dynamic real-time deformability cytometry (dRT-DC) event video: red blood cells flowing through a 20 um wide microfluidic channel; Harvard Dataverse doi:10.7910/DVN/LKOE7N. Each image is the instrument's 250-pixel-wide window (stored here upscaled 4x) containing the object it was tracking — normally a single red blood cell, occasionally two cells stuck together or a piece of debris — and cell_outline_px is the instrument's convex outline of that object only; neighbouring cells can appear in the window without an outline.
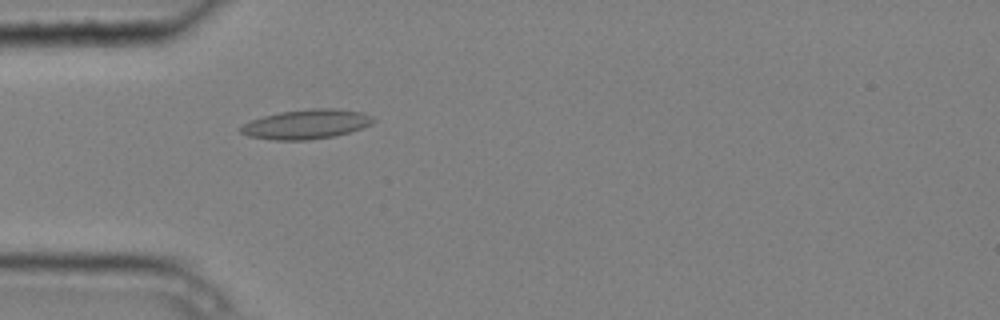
{"species": "common noctule bat (a hibernating species)", "species_latin": "Nyctalus noctula", "temperature_condition": "cold", "stored_images_in_passage": 5, "camera_frame_rate_fps": 3000, "um_per_image_px": 0.085, "animal": {"sex": "male", "body_mass_g": 20.4}, "frame": {"image": 1, "passage_image": 5, "time_ms": 1.333, "image_size_px": [1000, 320], "cell_outline_px": [[376, 120], [372, 124], [336, 136], [308, 140], [276, 140], [248, 136], [240, 132], [240, 128], [244, 124], [252, 120], [264, 116], [280, 112], [308, 108], [336, 108], [364, 112], [372, 116]], "centroid_in_image_um": [26.08, 10.55], "position_along_channel_um": 58.9, "area_um2": 22.83}}